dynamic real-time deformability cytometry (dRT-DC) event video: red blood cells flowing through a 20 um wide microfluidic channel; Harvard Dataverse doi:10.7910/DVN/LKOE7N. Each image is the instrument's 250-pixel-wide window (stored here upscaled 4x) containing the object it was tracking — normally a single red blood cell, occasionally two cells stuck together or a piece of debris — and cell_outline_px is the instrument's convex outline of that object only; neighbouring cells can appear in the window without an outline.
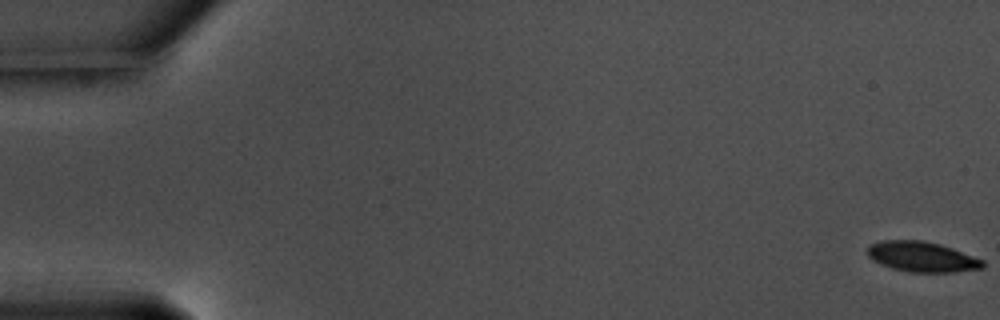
{"species": "common noctule bat (a hibernating species)", "species_latin": "Nyctalus noctula", "temperature_condition": "warm", "stored_images_in_passage": 59, "camera_frame_rate_fps": 3000, "um_per_image_px": 0.085, "animal": {"sex": "male", "body_mass_g": 17.5, "forearm_length_mm": 52.3}, "frame": {"image": 1, "passage_image": 1, "time_ms": 0.0, "image_size_px": [1000, 320], "cell_outline_px": [[984, 268], [956, 272], [912, 272], [892, 268], [872, 260], [868, 256], [868, 244], [880, 240], [920, 240], [940, 244], [952, 248], [984, 260]], "centroid_in_image_um": [78.36, 21.82], "position_along_channel_um": 6.6, "area_um2": 20.35}}
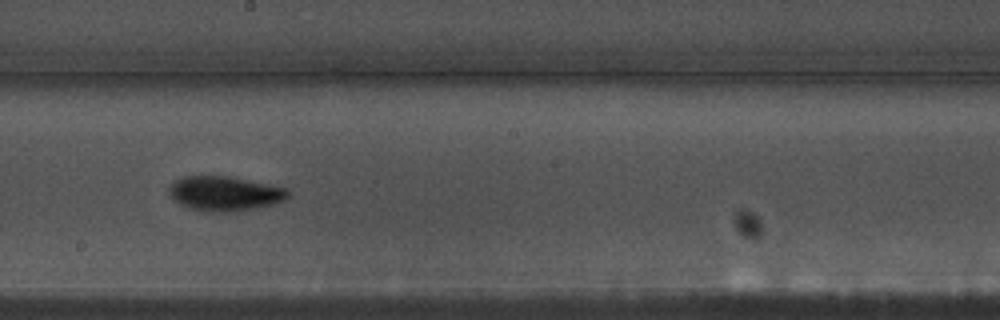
{"frame": {"image": 2, "passage_image": 34, "time_ms": 11.0, "image_size_px": [1000, 320], "cell_outline_px": [[288, 196], [284, 200], [272, 204], [256, 208], [236, 212], [212, 212], [192, 208], [180, 204], [172, 200], [168, 192], [168, 188], [176, 180], [184, 176], [228, 176], [288, 188]], "centroid_in_image_um": [19.08, 16.45], "position_along_channel_um": 229.1, "area_um2": 23.93}}
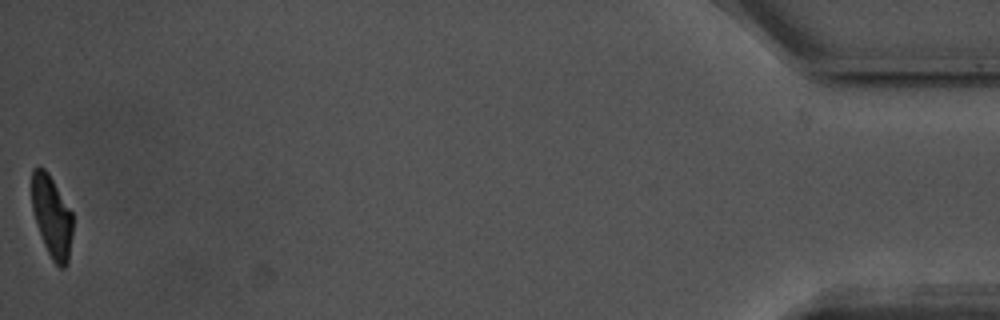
{"frame": {"image": 3, "passage_image": 59, "time_ms": 19.333, "image_size_px": [1000, 320], "cell_outline_px": [[72, 236], [68, 264], [64, 268], [60, 268], [52, 260], [44, 244], [36, 224], [32, 208], [32, 168], [44, 168], [48, 172], [72, 212]], "centroid_in_image_um": [4.41, 18.43], "position_along_channel_um": 430.8, "area_um2": 19.48}, "authors_computed_cell_mechanics": {"area_um2": 21.6172, "velocity_mm_per_s": 3.5525, "shape_relaxation_time_tau1_ms": 3.3137, "shape_relaxation_time_tau2_ms": 5.1759, "deformation_change_tau1": 0.1325, "deformation_change_tau2": 0.1142}}